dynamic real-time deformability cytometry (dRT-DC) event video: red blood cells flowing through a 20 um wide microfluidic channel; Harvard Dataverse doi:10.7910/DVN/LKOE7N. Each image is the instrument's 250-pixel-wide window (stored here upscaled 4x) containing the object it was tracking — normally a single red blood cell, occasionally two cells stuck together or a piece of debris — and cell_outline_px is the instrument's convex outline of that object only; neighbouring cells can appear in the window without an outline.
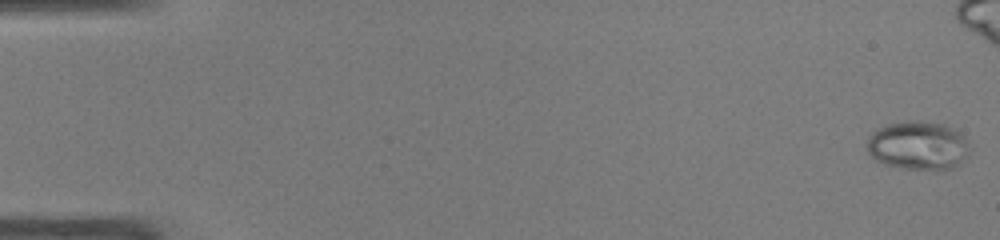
{"species": "common noctule bat (a hibernating species)", "species_latin": "Nyctalus noctula", "temperature_condition": "warm", "stored_images_in_passage": 40, "camera_frame_rate_fps": 3000, "um_per_image_px": 0.085, "animal": {"sex": "male", "body_mass_g": 19.0, "forearm_length_mm": 50.8}, "frame": {"image": 1, "passage_image": 1, "time_ms": 0.0, "image_size_px": [1000, 240], "cell_outline_px": [[972, 148], [968, 156], [956, 164], [948, 168], [904, 168], [884, 164], [876, 160], [868, 152], [868, 136], [876, 128], [888, 124], [908, 120], [920, 120], [944, 124], [960, 132], [964, 136]], "centroid_in_image_um": [78.04, 12.33], "position_along_channel_um": 7.0, "area_um2": 29.02}}
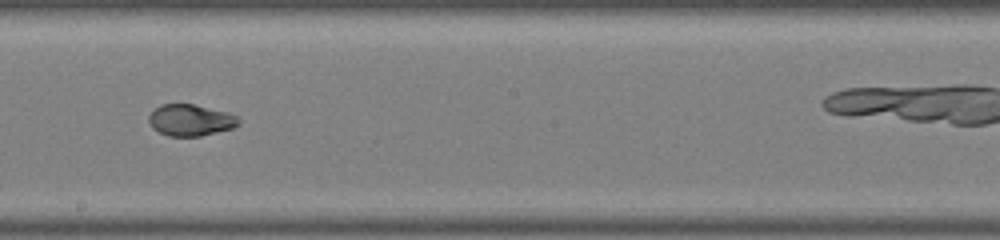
{"frame": {"image": 2, "passage_image": 28, "time_ms": 9.0, "image_size_px": [1000, 240], "cell_outline_px": [[240, 124], [232, 128], [200, 136], [168, 136], [152, 128], [148, 120], [148, 116], [160, 104], [192, 104], [228, 112], [236, 116], [240, 120]], "centroid_in_image_um": [16.19, 10.21], "position_along_channel_um": 232.0, "area_um2": 16.42}}
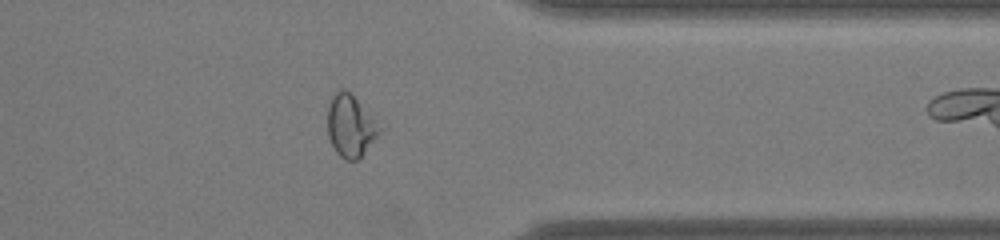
{"frame": {"image": 3, "passage_image": 39, "time_ms": 12.667, "image_size_px": [1000, 240], "cell_outline_px": [[380, 132], [364, 152], [356, 160], [344, 160], [336, 152], [328, 136], [328, 104], [332, 96], [340, 88], [344, 88], [376, 120]], "centroid_in_image_um": [29.75, 10.7], "position_along_channel_um": 381.7, "area_um2": 18.21}}